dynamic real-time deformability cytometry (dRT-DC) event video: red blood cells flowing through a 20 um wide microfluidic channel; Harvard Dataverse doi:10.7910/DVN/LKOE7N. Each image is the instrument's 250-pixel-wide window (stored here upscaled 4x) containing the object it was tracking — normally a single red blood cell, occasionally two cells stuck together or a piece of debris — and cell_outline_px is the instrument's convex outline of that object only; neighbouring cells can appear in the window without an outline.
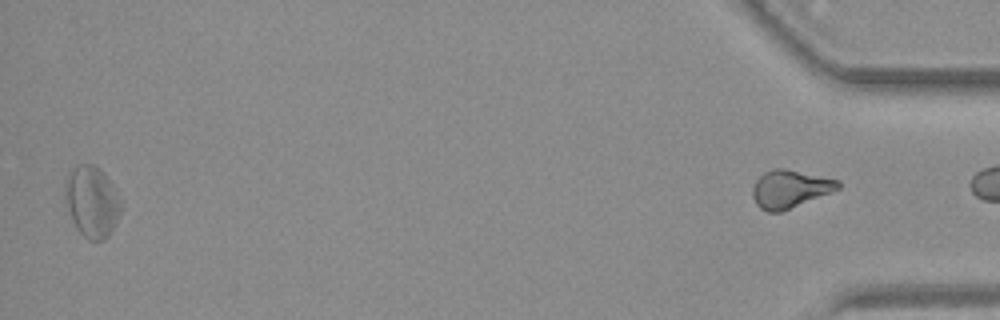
{"species": "common noctule bat (a hibernating species)", "species_latin": "Nyctalus noctula", "temperature_condition": "warm", "stored_images_in_passage": 48, "segment_of_instrument_passage": [2, 2], "camera_frame_rate_fps": 3000, "um_per_image_px": 0.085, "animal": {"sex": "female", "body_mass_g": 19.3, "forearm_length_mm": 54.1}, "frame": {"image": 1, "passage_image": 48, "time_ms": 15.667, "image_size_px": [1000, 320], "cell_outline_px": [[840, 188], [780, 212], [768, 212], [760, 208], [756, 204], [752, 196], [752, 188], [756, 180], [764, 172], [772, 168], [784, 168], [840, 180]], "centroid_in_image_um": [67.11, 16.04], "position_along_channel_um": 368.1, "area_um2": 18.67}}